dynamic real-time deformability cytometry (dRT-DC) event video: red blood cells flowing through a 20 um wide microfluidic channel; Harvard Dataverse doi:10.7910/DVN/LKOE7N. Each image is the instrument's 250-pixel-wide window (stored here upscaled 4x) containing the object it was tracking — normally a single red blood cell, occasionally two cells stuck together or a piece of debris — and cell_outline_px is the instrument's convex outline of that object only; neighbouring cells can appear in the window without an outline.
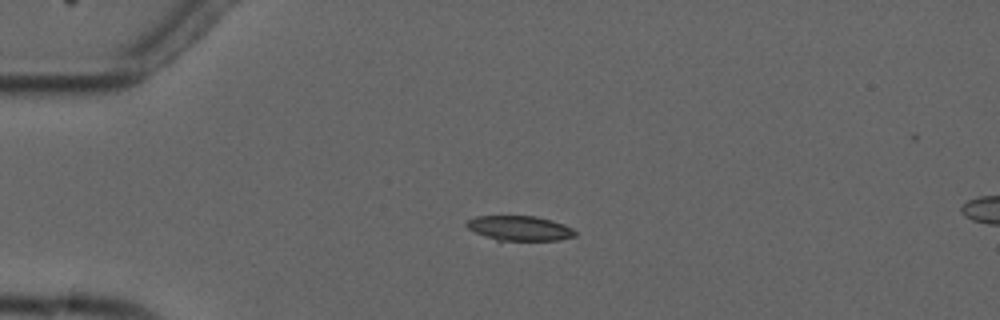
{"species": "common noctule bat (a hibernating species)", "species_latin": "Nyctalus noctula", "temperature_condition": "cold", "stored_images_in_passage": 4, "camera_frame_rate_fps": 3000, "um_per_image_px": 0.085, "animal": {"sex": "male", "forearm_length_mm": 52.5}, "frame": {"image": 1, "passage_image": 2, "time_ms": 2.333, "image_size_px": [1000, 320], "cell_outline_px": [[576, 236], [560, 240], [500, 244], [468, 228], [464, 224], [468, 220], [476, 216], [536, 216], [552, 220], [564, 224], [572, 228], [576, 232]], "centroid_in_image_um": [44.16, 19.46], "position_along_channel_um": 40.8, "area_um2": 16.7}}